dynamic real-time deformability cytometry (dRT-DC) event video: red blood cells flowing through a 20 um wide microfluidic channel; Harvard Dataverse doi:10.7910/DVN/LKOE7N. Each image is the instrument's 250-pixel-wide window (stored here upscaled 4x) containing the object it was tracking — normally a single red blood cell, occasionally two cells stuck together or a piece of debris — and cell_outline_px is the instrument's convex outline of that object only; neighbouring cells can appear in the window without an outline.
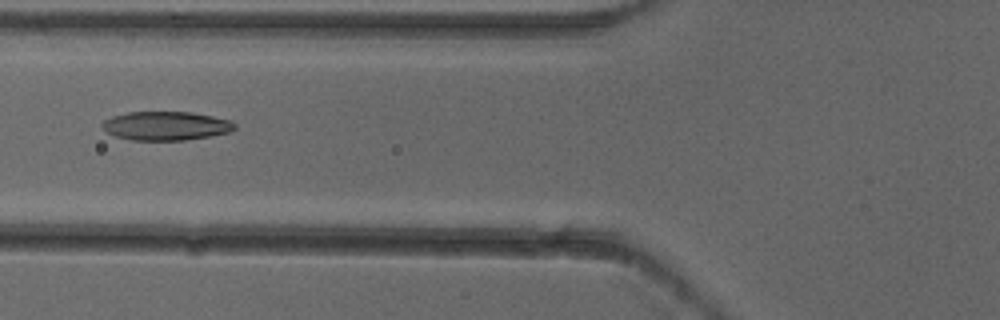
{"species": "common noctule bat (a hibernating species)", "species_latin": "Nyctalus noctula", "temperature_condition": "cold", "stored_images_in_passage": 6, "camera_frame_rate_fps": 3000, "um_per_image_px": 0.085, "animal": {"sex": "female"}, "frame": {"image": 1, "passage_image": 6, "time_ms": 1.667, "image_size_px": [1000, 320], "cell_outline_px": [[236, 128], [232, 132], [184, 140], [132, 140], [116, 136], [108, 132], [100, 124], [104, 120], [112, 116], [128, 112], [192, 112], [232, 120], [236, 124]], "centroid_in_image_um": [14.14, 10.69], "position_along_channel_um": 111.7, "area_um2": 22.25}}